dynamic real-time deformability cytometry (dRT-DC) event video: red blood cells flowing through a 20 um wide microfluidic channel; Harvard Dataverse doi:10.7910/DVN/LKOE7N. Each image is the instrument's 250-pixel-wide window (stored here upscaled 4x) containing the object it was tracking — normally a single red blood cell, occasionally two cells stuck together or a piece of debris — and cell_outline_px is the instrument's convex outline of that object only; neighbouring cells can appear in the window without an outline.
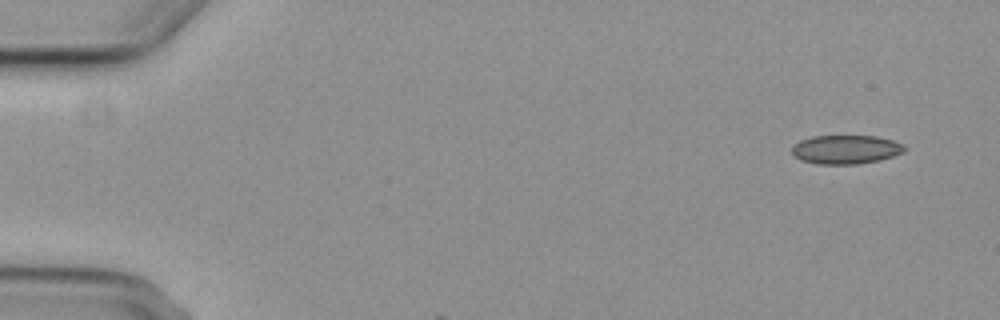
{"species": "common noctule bat (a hibernating species)", "species_latin": "Nyctalus noctula", "temperature_condition": "cold", "stored_images_in_passage": 10, "camera_frame_rate_fps": 3000, "um_per_image_px": 0.085, "animal": {"sex": "female", "body_mass_g": 29.2, "forearm_length_mm": 56.3}, "frame": {"image": 1, "passage_image": 1, "time_ms": 0.0, "image_size_px": [1000, 320], "cell_outline_px": [[908, 148], [904, 152], [880, 160], [856, 164], [816, 164], [800, 160], [792, 152], [792, 148], [800, 140], [812, 136], [876, 136], [892, 140], [904, 144]], "centroid_in_image_um": [71.92, 12.7], "position_along_channel_um": 13.1, "area_um2": 18.96}}
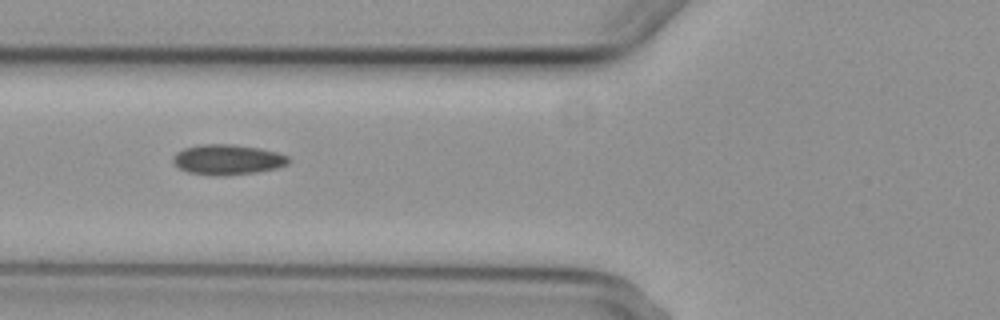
{"frame": {"image": 2, "passage_image": 5, "time_ms": 6.0, "image_size_px": [1000, 320], "cell_outline_px": [[288, 164], [276, 168], [256, 172], [220, 176], [188, 172], [180, 168], [172, 160], [172, 156], [176, 152], [184, 148], [200, 144], [232, 144], [260, 148], [276, 152], [288, 156]], "centroid_in_image_um": [19.32, 13.55], "position_along_channel_um": 106.5, "area_um2": 20.23}}
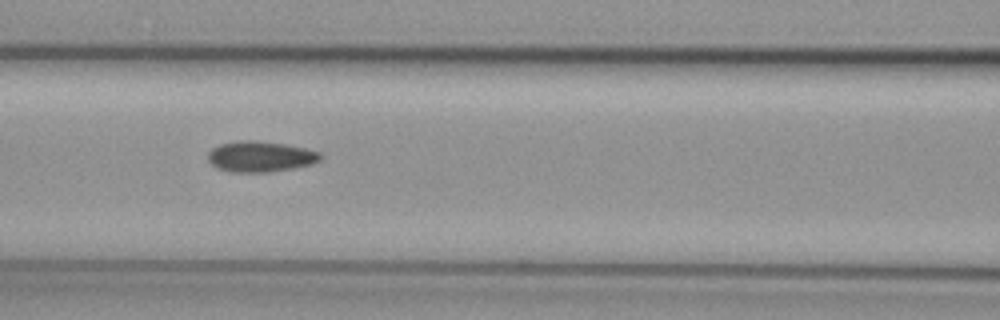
{"frame": {"image": 3, "passage_image": 6, "time_ms": 7.0, "image_size_px": [1000, 320], "cell_outline_px": [[324, 156], [320, 160], [312, 164], [292, 168], [268, 172], [232, 172], [216, 168], [208, 160], [208, 152], [212, 148], [220, 144], [240, 140], [252, 140], [284, 144], [304, 148], [320, 152]], "centroid_in_image_um": [22.13, 13.31], "position_along_channel_um": 144.5, "area_um2": 20.11}}